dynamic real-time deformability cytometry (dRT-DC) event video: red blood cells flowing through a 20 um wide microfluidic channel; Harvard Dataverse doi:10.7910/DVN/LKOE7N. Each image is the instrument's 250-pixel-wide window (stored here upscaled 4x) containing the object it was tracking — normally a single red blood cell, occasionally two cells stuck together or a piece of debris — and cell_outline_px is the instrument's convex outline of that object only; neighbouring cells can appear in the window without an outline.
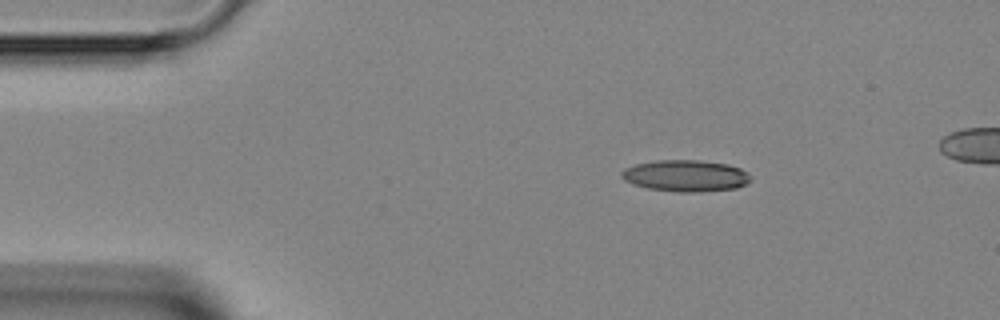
{"species": "Egyptian fruit bat (a non-hibernating species)", "species_latin": "Rousettus aegyptiacus", "temperature_condition": "room temperature", "stored_images_in_passage": 38, "camera_frame_rate_fps": 3000, "um_per_image_px": 0.085, "animal": {"sex": "female"}, "frame": {"image": 1, "passage_image": 1, "time_ms": 0.0, "image_size_px": [1000, 320], "cell_outline_px": [[752, 180], [736, 188], [700, 192], [676, 192], [648, 188], [632, 184], [624, 180], [620, 176], [620, 172], [624, 168], [636, 164], [656, 160], [700, 160], [728, 164], [740, 168], [748, 172], [752, 176]], "centroid_in_image_um": [58.28, 14.94], "position_along_channel_um": 26.7, "area_um2": 23.99}}
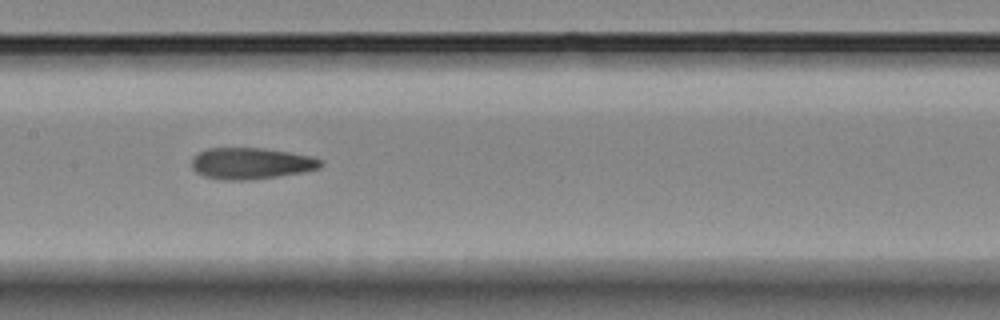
{"frame": {"image": 2, "passage_image": 16, "time_ms": 5.0, "image_size_px": [1000, 320], "cell_outline_px": [[324, 164], [320, 168], [304, 172], [248, 180], [220, 180], [204, 176], [196, 172], [192, 168], [192, 160], [200, 152], [208, 148], [260, 148], [288, 152], [312, 156], [324, 160]], "centroid_in_image_um": [21.38, 13.89], "position_along_channel_um": 186.0, "area_um2": 23.58}}
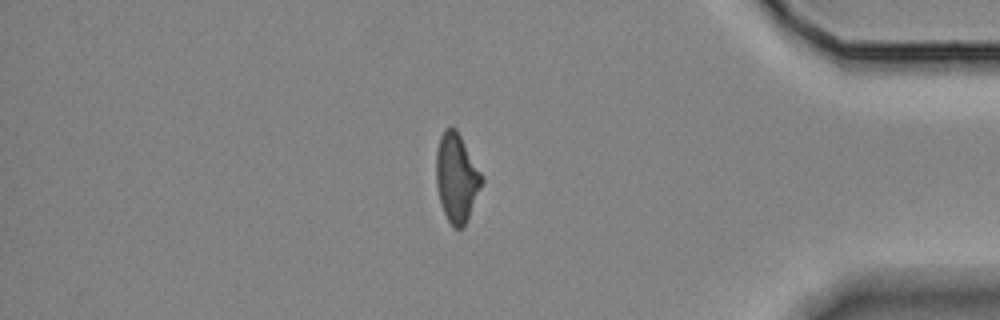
{"frame": {"image": 3, "passage_image": 33, "time_ms": 10.667, "image_size_px": [1000, 320], "cell_outline_px": [[484, 180], [468, 216], [464, 224], [460, 228], [452, 228], [444, 212], [440, 200], [436, 184], [436, 152], [440, 136], [444, 128], [456, 128], [484, 176]], "centroid_in_image_um": [38.81, 15.07], "position_along_channel_um": 396.4, "area_um2": 23.35}}